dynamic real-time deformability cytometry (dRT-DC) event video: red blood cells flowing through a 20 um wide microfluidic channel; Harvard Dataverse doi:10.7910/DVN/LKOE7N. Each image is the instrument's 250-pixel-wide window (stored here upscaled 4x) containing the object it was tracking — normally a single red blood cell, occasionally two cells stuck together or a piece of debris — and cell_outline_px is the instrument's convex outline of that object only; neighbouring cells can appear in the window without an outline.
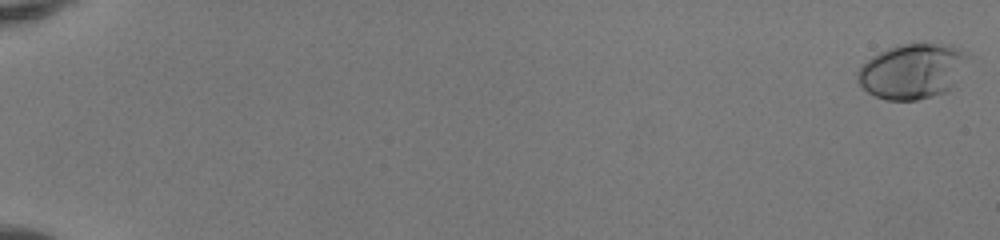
{"species": "human", "species_latin": "Homo sapiens", "temperature_condition": "room temperature", "stored_images_in_passage": 52, "camera_frame_rate_fps": 3000, "um_per_image_px": 0.085, "donor": {"sex": "female"}, "frame": {"image": 1, "passage_image": 1, "time_ms": 0.0, "image_size_px": [1000, 240], "cell_outline_px": [[968, 56], [956, 88], [948, 92], [916, 100], [888, 100], [876, 96], [868, 92], [856, 80], [856, 72], [860, 64], [872, 56], [888, 48], [900, 44], [952, 44], [968, 52]], "centroid_in_image_um": [77.58, 6.05], "position_along_channel_um": 7.4, "area_um2": 36.01}}
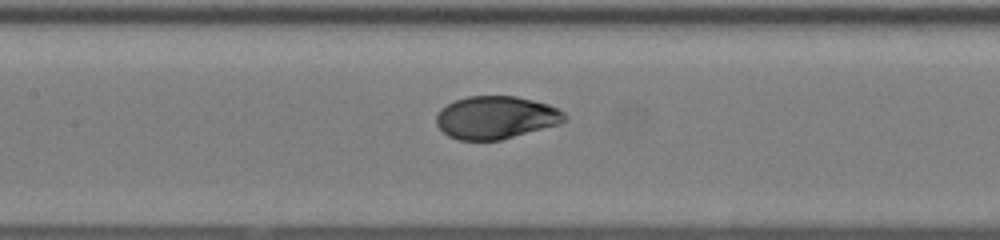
{"frame": {"image": 2, "passage_image": 28, "time_ms": 9.0, "image_size_px": [1000, 240], "cell_outline_px": [[568, 120], [560, 124], [500, 140], [460, 140], [448, 136], [436, 124], [436, 116], [440, 108], [456, 100], [468, 96], [516, 96], [548, 104], [564, 112], [568, 116]], "centroid_in_image_um": [42.17, 9.99], "position_along_channel_um": 165.2, "area_um2": 32.02}}
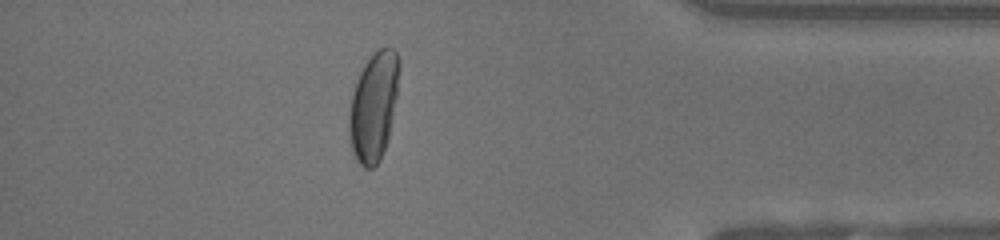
{"frame": {"image": 3, "passage_image": 47, "time_ms": 15.333, "image_size_px": [1000, 240], "cell_outline_px": [[400, 68], [396, 96], [388, 140], [380, 160], [372, 168], [364, 168], [356, 160], [352, 152], [348, 132], [348, 112], [352, 96], [360, 72], [364, 64], [380, 48], [392, 48], [396, 52], [400, 60]], "centroid_in_image_um": [31.75, 9.08], "position_along_channel_um": 403.5, "area_um2": 31.62}, "authors_computed_cell_mechanics": {"area_um2": 32.6281, "velocity_mm_per_s": 4.1457, "shape_relaxation_time_tau1_ms": 3.6553, "shape_relaxation_time_tau2_ms": null, "deformation_change_tau1": 0.1933, "deformation_change_tau2": null}}